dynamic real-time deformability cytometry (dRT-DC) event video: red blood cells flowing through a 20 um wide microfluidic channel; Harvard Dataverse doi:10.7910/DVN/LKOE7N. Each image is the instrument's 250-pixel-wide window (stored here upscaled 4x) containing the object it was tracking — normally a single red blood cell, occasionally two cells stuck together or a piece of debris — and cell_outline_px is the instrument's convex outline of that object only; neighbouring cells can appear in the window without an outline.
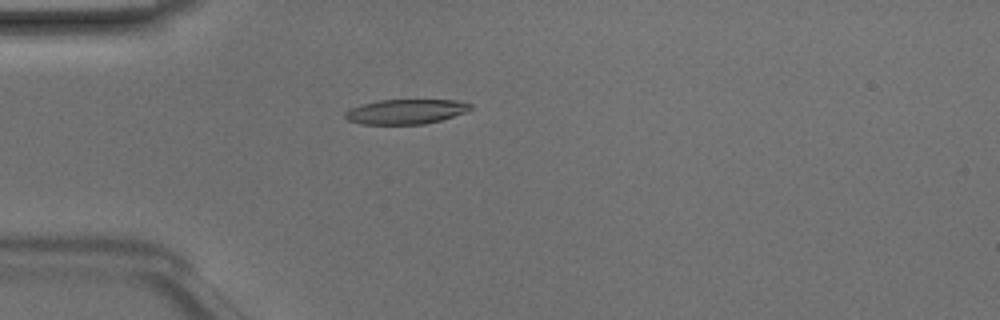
{"species": "Egyptian fruit bat (a non-hibernating species)", "species_latin": "Rousettus aegyptiacus", "temperature_condition": "room temperature", "stored_images_in_passage": 49, "camera_frame_rate_fps": 3000, "um_per_image_px": 0.085, "animal": {"sex": "male"}, "frame": {"image": 1, "passage_image": 14, "time_ms": 4.333, "image_size_px": [1000, 320], "cell_outline_px": [[472, 108], [468, 112], [440, 120], [424, 124], [364, 124], [348, 120], [344, 116], [344, 112], [360, 104], [380, 100], [456, 100], [472, 104]], "centroid_in_image_um": [34.52, 9.48], "position_along_channel_um": 50.5, "area_um2": 18.09}}
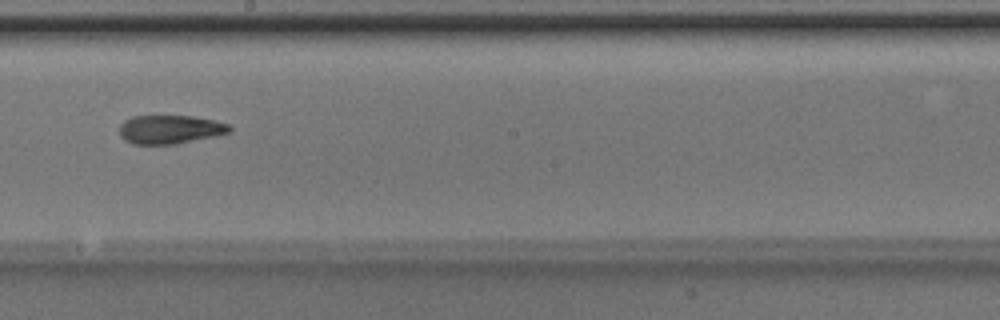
{"frame": {"image": 2, "passage_image": 28, "time_ms": 9.0, "image_size_px": [1000, 320], "cell_outline_px": [[232, 132], [216, 136], [176, 144], [132, 144], [124, 140], [120, 136], [120, 124], [124, 120], [132, 116], [192, 116], [216, 120], [228, 124], [232, 128]], "centroid_in_image_um": [14.47, 11.0], "position_along_channel_um": 233.7, "area_um2": 18.61}}
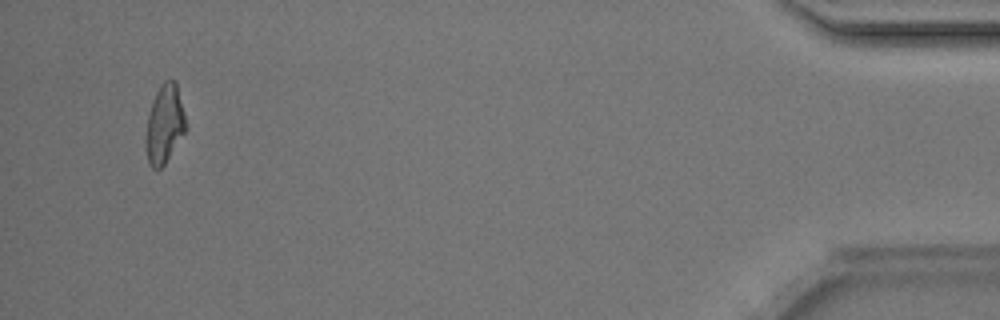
{"frame": {"image": 3, "passage_image": 47, "time_ms": 15.333, "image_size_px": [1000, 320], "cell_outline_px": [[188, 128], [164, 164], [160, 168], [152, 168], [148, 164], [144, 144], [144, 140], [148, 116], [152, 100], [160, 84], [164, 80], [176, 80], [188, 124]], "centroid_in_image_um": [13.99, 10.54], "position_along_channel_um": 421.2, "area_um2": 18.79}, "authors_computed_cell_mechanics": {"area_um2": 18.6116, "velocity_mm_per_s": 4.1779, "shape_relaxation_time_tau1_ms": 3.6484, "shape_relaxation_time_tau2_ms": 4.3401, "deformation_change_tau1": 0.1508, "deformation_change_tau2": 0.1281}}